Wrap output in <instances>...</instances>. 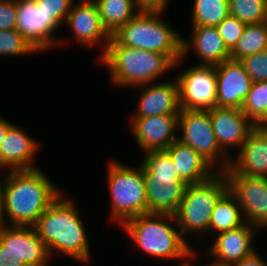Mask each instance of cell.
<instances>
[{
	"mask_svg": "<svg viewBox=\"0 0 267 266\" xmlns=\"http://www.w3.org/2000/svg\"><path fill=\"white\" fill-rule=\"evenodd\" d=\"M7 172L0 223L8 226H33L63 190L57 188L39 168Z\"/></svg>",
	"mask_w": 267,
	"mask_h": 266,
	"instance_id": "1",
	"label": "cell"
},
{
	"mask_svg": "<svg viewBox=\"0 0 267 266\" xmlns=\"http://www.w3.org/2000/svg\"><path fill=\"white\" fill-rule=\"evenodd\" d=\"M63 193L37 219L33 228L50 256L58 252L86 265L92 260L86 228L74 201Z\"/></svg>",
	"mask_w": 267,
	"mask_h": 266,
	"instance_id": "2",
	"label": "cell"
},
{
	"mask_svg": "<svg viewBox=\"0 0 267 266\" xmlns=\"http://www.w3.org/2000/svg\"><path fill=\"white\" fill-rule=\"evenodd\" d=\"M121 227L149 257L180 259L179 266H183L193 251V246L182 236L175 215L141 214L128 219Z\"/></svg>",
	"mask_w": 267,
	"mask_h": 266,
	"instance_id": "3",
	"label": "cell"
},
{
	"mask_svg": "<svg viewBox=\"0 0 267 266\" xmlns=\"http://www.w3.org/2000/svg\"><path fill=\"white\" fill-rule=\"evenodd\" d=\"M109 70L112 85L136 87L157 82L175 68L165 54L118 45L112 38L105 54L99 59Z\"/></svg>",
	"mask_w": 267,
	"mask_h": 266,
	"instance_id": "4",
	"label": "cell"
},
{
	"mask_svg": "<svg viewBox=\"0 0 267 266\" xmlns=\"http://www.w3.org/2000/svg\"><path fill=\"white\" fill-rule=\"evenodd\" d=\"M161 11H139L111 38L120 46L159 52L167 55L175 67L181 66L183 57V36L179 35Z\"/></svg>",
	"mask_w": 267,
	"mask_h": 266,
	"instance_id": "5",
	"label": "cell"
},
{
	"mask_svg": "<svg viewBox=\"0 0 267 266\" xmlns=\"http://www.w3.org/2000/svg\"><path fill=\"white\" fill-rule=\"evenodd\" d=\"M140 162L147 195V213L175 215L187 184L179 177L165 150L145 152Z\"/></svg>",
	"mask_w": 267,
	"mask_h": 266,
	"instance_id": "6",
	"label": "cell"
},
{
	"mask_svg": "<svg viewBox=\"0 0 267 266\" xmlns=\"http://www.w3.org/2000/svg\"><path fill=\"white\" fill-rule=\"evenodd\" d=\"M229 190L224 172L199 184L187 185L180 207L175 214L177 226L185 238L209 234L212 212L219 199ZM198 234V235H197Z\"/></svg>",
	"mask_w": 267,
	"mask_h": 266,
	"instance_id": "7",
	"label": "cell"
},
{
	"mask_svg": "<svg viewBox=\"0 0 267 266\" xmlns=\"http://www.w3.org/2000/svg\"><path fill=\"white\" fill-rule=\"evenodd\" d=\"M107 168L110 219L121 226L132 217L146 214L147 195L141 164L134 168L111 159Z\"/></svg>",
	"mask_w": 267,
	"mask_h": 266,
	"instance_id": "8",
	"label": "cell"
},
{
	"mask_svg": "<svg viewBox=\"0 0 267 266\" xmlns=\"http://www.w3.org/2000/svg\"><path fill=\"white\" fill-rule=\"evenodd\" d=\"M178 139L207 159L219 172L231 162L217 143L209 110L181 109L178 120Z\"/></svg>",
	"mask_w": 267,
	"mask_h": 266,
	"instance_id": "9",
	"label": "cell"
},
{
	"mask_svg": "<svg viewBox=\"0 0 267 266\" xmlns=\"http://www.w3.org/2000/svg\"><path fill=\"white\" fill-rule=\"evenodd\" d=\"M50 257L33 226L0 223V266H51Z\"/></svg>",
	"mask_w": 267,
	"mask_h": 266,
	"instance_id": "10",
	"label": "cell"
},
{
	"mask_svg": "<svg viewBox=\"0 0 267 266\" xmlns=\"http://www.w3.org/2000/svg\"><path fill=\"white\" fill-rule=\"evenodd\" d=\"M175 78L181 109L210 110L216 107L217 76L214 65L197 63Z\"/></svg>",
	"mask_w": 267,
	"mask_h": 266,
	"instance_id": "11",
	"label": "cell"
},
{
	"mask_svg": "<svg viewBox=\"0 0 267 266\" xmlns=\"http://www.w3.org/2000/svg\"><path fill=\"white\" fill-rule=\"evenodd\" d=\"M246 222L267 228V176L225 174Z\"/></svg>",
	"mask_w": 267,
	"mask_h": 266,
	"instance_id": "12",
	"label": "cell"
},
{
	"mask_svg": "<svg viewBox=\"0 0 267 266\" xmlns=\"http://www.w3.org/2000/svg\"><path fill=\"white\" fill-rule=\"evenodd\" d=\"M71 30L72 38L86 47L99 45L103 47L101 58L108 47L111 35L103 27L96 3L93 0L74 2L64 22ZM102 42V43H101Z\"/></svg>",
	"mask_w": 267,
	"mask_h": 266,
	"instance_id": "13",
	"label": "cell"
},
{
	"mask_svg": "<svg viewBox=\"0 0 267 266\" xmlns=\"http://www.w3.org/2000/svg\"><path fill=\"white\" fill-rule=\"evenodd\" d=\"M131 119L130 129L143 152L166 150L178 139L179 114Z\"/></svg>",
	"mask_w": 267,
	"mask_h": 266,
	"instance_id": "14",
	"label": "cell"
},
{
	"mask_svg": "<svg viewBox=\"0 0 267 266\" xmlns=\"http://www.w3.org/2000/svg\"><path fill=\"white\" fill-rule=\"evenodd\" d=\"M215 71L216 107L241 109L253 83L243 64L240 61L228 59L215 65Z\"/></svg>",
	"mask_w": 267,
	"mask_h": 266,
	"instance_id": "15",
	"label": "cell"
},
{
	"mask_svg": "<svg viewBox=\"0 0 267 266\" xmlns=\"http://www.w3.org/2000/svg\"><path fill=\"white\" fill-rule=\"evenodd\" d=\"M17 30L41 53L63 44L61 37L49 24L47 16L40 10L34 0H17Z\"/></svg>",
	"mask_w": 267,
	"mask_h": 266,
	"instance_id": "16",
	"label": "cell"
},
{
	"mask_svg": "<svg viewBox=\"0 0 267 266\" xmlns=\"http://www.w3.org/2000/svg\"><path fill=\"white\" fill-rule=\"evenodd\" d=\"M209 112L217 143L232 159L229 148L240 149L255 125L240 108L214 107Z\"/></svg>",
	"mask_w": 267,
	"mask_h": 266,
	"instance_id": "17",
	"label": "cell"
},
{
	"mask_svg": "<svg viewBox=\"0 0 267 266\" xmlns=\"http://www.w3.org/2000/svg\"><path fill=\"white\" fill-rule=\"evenodd\" d=\"M259 228L245 222L242 226L217 234L213 244L206 249L207 256L214 262L231 266L250 255L256 248L253 239Z\"/></svg>",
	"mask_w": 267,
	"mask_h": 266,
	"instance_id": "18",
	"label": "cell"
},
{
	"mask_svg": "<svg viewBox=\"0 0 267 266\" xmlns=\"http://www.w3.org/2000/svg\"><path fill=\"white\" fill-rule=\"evenodd\" d=\"M238 151L224 174L267 176V125L255 126Z\"/></svg>",
	"mask_w": 267,
	"mask_h": 266,
	"instance_id": "19",
	"label": "cell"
},
{
	"mask_svg": "<svg viewBox=\"0 0 267 266\" xmlns=\"http://www.w3.org/2000/svg\"><path fill=\"white\" fill-rule=\"evenodd\" d=\"M142 89L136 112L132 118L158 116L163 114H179V88L177 80L153 82L136 86ZM142 87V88H141Z\"/></svg>",
	"mask_w": 267,
	"mask_h": 266,
	"instance_id": "20",
	"label": "cell"
},
{
	"mask_svg": "<svg viewBox=\"0 0 267 266\" xmlns=\"http://www.w3.org/2000/svg\"><path fill=\"white\" fill-rule=\"evenodd\" d=\"M40 146L38 140L28 136L20 126L12 124L0 144V166L4 170L37 169L33 161Z\"/></svg>",
	"mask_w": 267,
	"mask_h": 266,
	"instance_id": "21",
	"label": "cell"
},
{
	"mask_svg": "<svg viewBox=\"0 0 267 266\" xmlns=\"http://www.w3.org/2000/svg\"><path fill=\"white\" fill-rule=\"evenodd\" d=\"M191 29L193 31L189 39L183 38L182 41L183 57H186L189 51L196 52L201 59L199 64L214 66L230 59V50L216 27L192 26Z\"/></svg>",
	"mask_w": 267,
	"mask_h": 266,
	"instance_id": "22",
	"label": "cell"
},
{
	"mask_svg": "<svg viewBox=\"0 0 267 266\" xmlns=\"http://www.w3.org/2000/svg\"><path fill=\"white\" fill-rule=\"evenodd\" d=\"M179 177L187 184H199L209 180L219 171L192 147L179 140L166 150Z\"/></svg>",
	"mask_w": 267,
	"mask_h": 266,
	"instance_id": "23",
	"label": "cell"
},
{
	"mask_svg": "<svg viewBox=\"0 0 267 266\" xmlns=\"http://www.w3.org/2000/svg\"><path fill=\"white\" fill-rule=\"evenodd\" d=\"M105 30L112 35L140 10L136 0H93Z\"/></svg>",
	"mask_w": 267,
	"mask_h": 266,
	"instance_id": "24",
	"label": "cell"
},
{
	"mask_svg": "<svg viewBox=\"0 0 267 266\" xmlns=\"http://www.w3.org/2000/svg\"><path fill=\"white\" fill-rule=\"evenodd\" d=\"M236 197L228 190L217 202L210 219V234H219L245 223Z\"/></svg>",
	"mask_w": 267,
	"mask_h": 266,
	"instance_id": "25",
	"label": "cell"
},
{
	"mask_svg": "<svg viewBox=\"0 0 267 266\" xmlns=\"http://www.w3.org/2000/svg\"><path fill=\"white\" fill-rule=\"evenodd\" d=\"M267 50V21L246 25L241 38L230 50V59H241Z\"/></svg>",
	"mask_w": 267,
	"mask_h": 266,
	"instance_id": "26",
	"label": "cell"
},
{
	"mask_svg": "<svg viewBox=\"0 0 267 266\" xmlns=\"http://www.w3.org/2000/svg\"><path fill=\"white\" fill-rule=\"evenodd\" d=\"M191 11V26L216 27L229 15L228 0H194Z\"/></svg>",
	"mask_w": 267,
	"mask_h": 266,
	"instance_id": "27",
	"label": "cell"
},
{
	"mask_svg": "<svg viewBox=\"0 0 267 266\" xmlns=\"http://www.w3.org/2000/svg\"><path fill=\"white\" fill-rule=\"evenodd\" d=\"M241 110L255 126L267 125V81L252 83Z\"/></svg>",
	"mask_w": 267,
	"mask_h": 266,
	"instance_id": "28",
	"label": "cell"
},
{
	"mask_svg": "<svg viewBox=\"0 0 267 266\" xmlns=\"http://www.w3.org/2000/svg\"><path fill=\"white\" fill-rule=\"evenodd\" d=\"M229 15L246 25L267 21V0H228Z\"/></svg>",
	"mask_w": 267,
	"mask_h": 266,
	"instance_id": "29",
	"label": "cell"
},
{
	"mask_svg": "<svg viewBox=\"0 0 267 266\" xmlns=\"http://www.w3.org/2000/svg\"><path fill=\"white\" fill-rule=\"evenodd\" d=\"M40 53L17 29L0 30V56Z\"/></svg>",
	"mask_w": 267,
	"mask_h": 266,
	"instance_id": "30",
	"label": "cell"
},
{
	"mask_svg": "<svg viewBox=\"0 0 267 266\" xmlns=\"http://www.w3.org/2000/svg\"><path fill=\"white\" fill-rule=\"evenodd\" d=\"M36 6L48 18V24L56 31L64 24L74 0H34Z\"/></svg>",
	"mask_w": 267,
	"mask_h": 266,
	"instance_id": "31",
	"label": "cell"
},
{
	"mask_svg": "<svg viewBox=\"0 0 267 266\" xmlns=\"http://www.w3.org/2000/svg\"><path fill=\"white\" fill-rule=\"evenodd\" d=\"M246 24L236 17L228 15L216 28L223 38L225 45L231 50L241 38Z\"/></svg>",
	"mask_w": 267,
	"mask_h": 266,
	"instance_id": "32",
	"label": "cell"
},
{
	"mask_svg": "<svg viewBox=\"0 0 267 266\" xmlns=\"http://www.w3.org/2000/svg\"><path fill=\"white\" fill-rule=\"evenodd\" d=\"M253 82L267 81V50L240 60Z\"/></svg>",
	"mask_w": 267,
	"mask_h": 266,
	"instance_id": "33",
	"label": "cell"
},
{
	"mask_svg": "<svg viewBox=\"0 0 267 266\" xmlns=\"http://www.w3.org/2000/svg\"><path fill=\"white\" fill-rule=\"evenodd\" d=\"M17 0H0V30L17 29Z\"/></svg>",
	"mask_w": 267,
	"mask_h": 266,
	"instance_id": "34",
	"label": "cell"
},
{
	"mask_svg": "<svg viewBox=\"0 0 267 266\" xmlns=\"http://www.w3.org/2000/svg\"><path fill=\"white\" fill-rule=\"evenodd\" d=\"M140 11H161L167 9L169 0H136Z\"/></svg>",
	"mask_w": 267,
	"mask_h": 266,
	"instance_id": "35",
	"label": "cell"
},
{
	"mask_svg": "<svg viewBox=\"0 0 267 266\" xmlns=\"http://www.w3.org/2000/svg\"><path fill=\"white\" fill-rule=\"evenodd\" d=\"M231 266H267V262L257 250H254L250 255Z\"/></svg>",
	"mask_w": 267,
	"mask_h": 266,
	"instance_id": "36",
	"label": "cell"
},
{
	"mask_svg": "<svg viewBox=\"0 0 267 266\" xmlns=\"http://www.w3.org/2000/svg\"><path fill=\"white\" fill-rule=\"evenodd\" d=\"M10 121H7L5 118H3L0 115V144L4 140V137L9 129V127L12 125Z\"/></svg>",
	"mask_w": 267,
	"mask_h": 266,
	"instance_id": "37",
	"label": "cell"
},
{
	"mask_svg": "<svg viewBox=\"0 0 267 266\" xmlns=\"http://www.w3.org/2000/svg\"><path fill=\"white\" fill-rule=\"evenodd\" d=\"M196 254H197V252L195 250H193L191 252V254L189 255L186 263L183 266H193V264L191 262L194 260V258H195L194 256H197ZM190 259H192V261ZM203 266H226V265H222V264H219V263L212 261V262H210V264L208 263V264H205Z\"/></svg>",
	"mask_w": 267,
	"mask_h": 266,
	"instance_id": "38",
	"label": "cell"
},
{
	"mask_svg": "<svg viewBox=\"0 0 267 266\" xmlns=\"http://www.w3.org/2000/svg\"><path fill=\"white\" fill-rule=\"evenodd\" d=\"M4 167L0 166V169H3ZM1 177V176H0ZM6 180V176L0 178V207H1V203H2V195H3V187H4V182Z\"/></svg>",
	"mask_w": 267,
	"mask_h": 266,
	"instance_id": "39",
	"label": "cell"
}]
</instances>
